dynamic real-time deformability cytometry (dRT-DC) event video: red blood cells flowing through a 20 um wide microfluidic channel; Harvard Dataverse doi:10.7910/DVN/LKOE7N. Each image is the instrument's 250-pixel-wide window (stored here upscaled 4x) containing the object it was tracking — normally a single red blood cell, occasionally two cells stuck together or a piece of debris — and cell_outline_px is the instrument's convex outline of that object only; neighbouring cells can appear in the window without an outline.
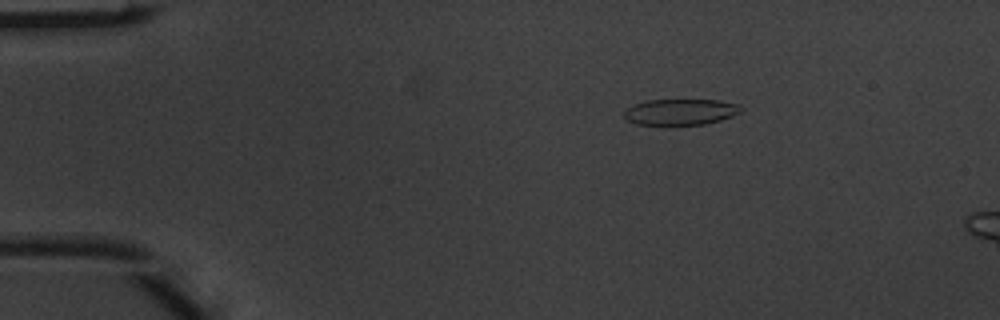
{"species": "common noctule bat (a hibernating species)", "species_latin": "Nyctalus noctula", "temperature_condition": "warm", "stored_images_in_passage": 6, "camera_frame_rate_fps": 3000, "um_per_image_px": 0.085, "animal": {"sex": "male", "body_mass_g": 20.1, "forearm_length_mm": 53.5}, "frame": {"image": 1, "passage_image": 3, "time_ms": 0.667, "image_size_px": [1000, 320], "cell_outline_px": [[744, 108], [740, 112], [732, 116], [720, 120], [704, 124], [636, 124], [628, 120], [624, 116], [624, 108], [644, 100], [720, 100], [740, 104]], "centroid_in_image_um": [57.85, 9.49], "position_along_channel_um": 27.1, "area_um2": 17.74}}